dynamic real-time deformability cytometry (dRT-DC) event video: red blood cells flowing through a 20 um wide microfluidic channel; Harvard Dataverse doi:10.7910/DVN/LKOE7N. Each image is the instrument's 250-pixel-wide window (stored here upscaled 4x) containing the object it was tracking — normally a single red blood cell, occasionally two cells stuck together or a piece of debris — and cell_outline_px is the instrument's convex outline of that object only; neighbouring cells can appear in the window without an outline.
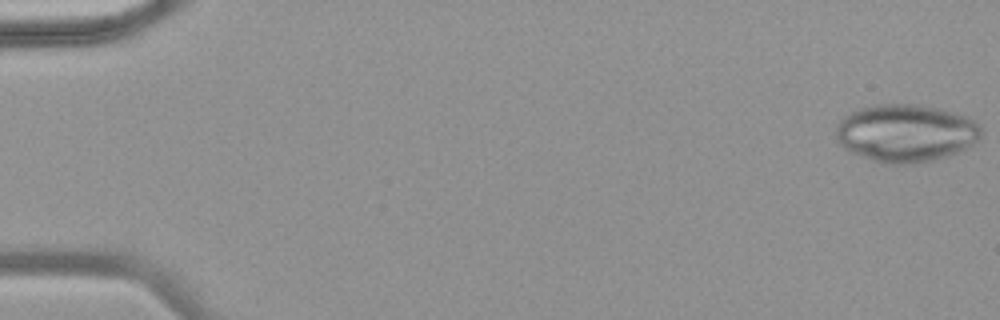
{"species": "common noctule bat (a hibernating species)", "species_latin": "Nyctalus noctula", "temperature_condition": "warm", "stored_images_in_passage": 49, "camera_frame_rate_fps": 3000, "um_per_image_px": 0.085, "animal": {"sex": "female", "body_mass_g": 18.4}, "frame": {"image": 1, "passage_image": 1, "time_ms": 0.0, "image_size_px": [1000, 320], "cell_outline_px": [[984, 132], [972, 144], [948, 156], [932, 160], [908, 164], [884, 164], [872, 160], [852, 152], [840, 144], [836, 140], [836, 124], [844, 116], [852, 112], [864, 108], [880, 104], [912, 104], [932, 108], [964, 116], [972, 120], [984, 128]], "centroid_in_image_um": [76.97, 11.33], "position_along_channel_um": 8.0, "area_um2": 48.15}}
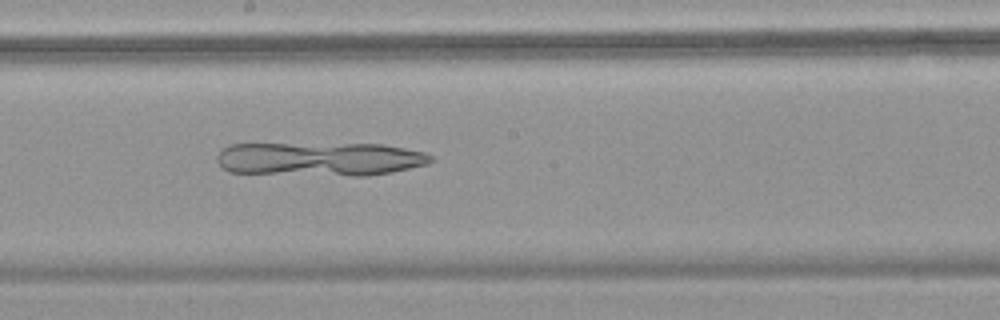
{"frame": {"image": 2, "passage_image": 28, "time_ms": 9.0, "image_size_px": [1000, 320], "cell_outline_px": [[432, 160], [428, 164], [392, 172], [368, 176], [352, 176], [228, 172], [216, 160], [216, 156], [220, 148], [228, 144], [384, 144], [424, 152], [432, 156]], "centroid_in_image_um": [27.17, 13.52], "position_along_channel_um": 221.0, "area_um2": 42.37}}
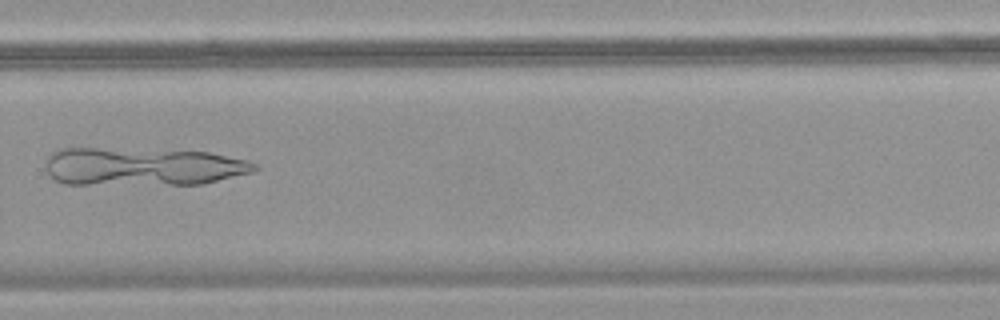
{"frame": {"image": 3, "passage_image": 35, "time_ms": 11.333, "image_size_px": [1000, 320], "cell_outline_px": [[260, 168], [252, 172], [204, 184], [64, 184], [56, 180], [44, 168], [44, 160], [56, 148], [96, 148], [208, 152], [248, 160], [256, 164]], "centroid_in_image_um": [12.09, 14.16], "position_along_channel_um": 317.7, "area_um2": 46.53}}